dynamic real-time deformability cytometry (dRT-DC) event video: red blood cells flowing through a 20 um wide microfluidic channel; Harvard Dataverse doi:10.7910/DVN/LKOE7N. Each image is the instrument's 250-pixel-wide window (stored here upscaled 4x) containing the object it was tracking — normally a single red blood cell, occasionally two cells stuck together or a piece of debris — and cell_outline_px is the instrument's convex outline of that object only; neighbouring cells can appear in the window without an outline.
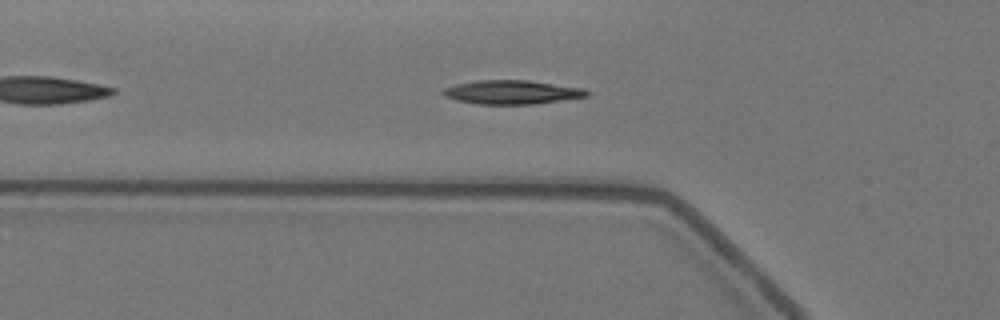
{"species": "Egyptian fruit bat (a non-hibernating species)", "species_latin": "Rousettus aegyptiacus", "temperature_condition": "warm", "stored_images_in_passage": 44, "camera_frame_rate_fps": 3000, "um_per_image_px": 0.085, "animal": {"sex": "female"}, "frame": {"image": 1, "passage_image": 7, "time_ms": 2.0, "image_size_px": [1000, 320], "cell_outline_px": [[588, 96], [536, 104], [476, 104], [456, 100], [444, 96], [440, 92], [444, 88], [456, 84], [476, 80], [528, 80], [584, 88], [588, 92]], "centroid_in_image_um": [43.48, 7.83], "position_along_channel_um": 82.3, "area_um2": 20.06}}
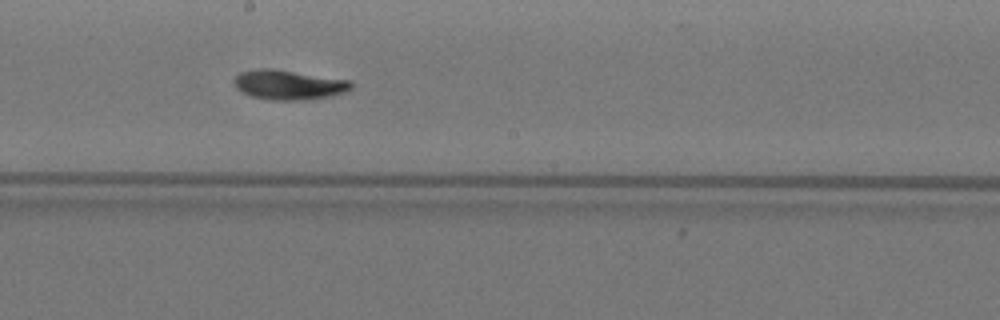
{"frame": {"image": 2, "passage_image": 19, "time_ms": 6.0, "image_size_px": [1000, 320], "cell_outline_px": [[352, 88], [344, 92], [332, 96], [308, 100], [272, 100], [252, 96], [236, 88], [236, 76], [240, 72], [256, 68], [272, 68], [352, 80]], "centroid_in_image_um": [24.59, 7.2], "position_along_channel_um": 223.6, "area_um2": 20.29}}
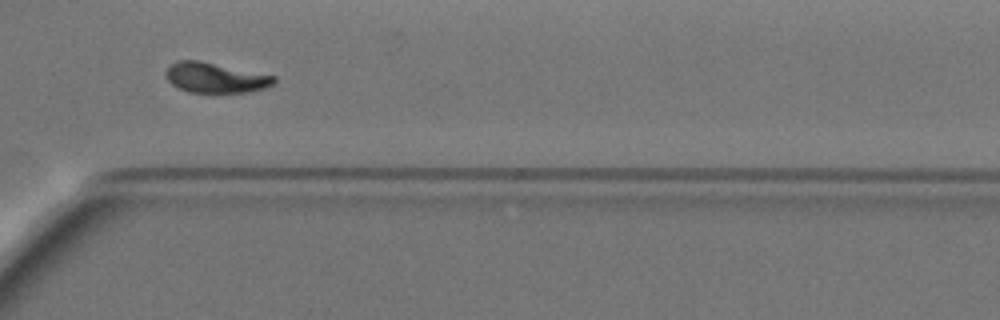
{"frame": {"image": 3, "passage_image": 30, "time_ms": 9.667, "image_size_px": [1000, 320], "cell_outline_px": [[276, 84], [264, 88], [248, 92], [188, 92], [172, 84], [164, 76], [164, 72], [168, 64], [176, 60], [200, 60], [276, 76]], "centroid_in_image_um": [18.28, 6.58], "position_along_channel_um": 352.3, "area_um2": 19.25}}